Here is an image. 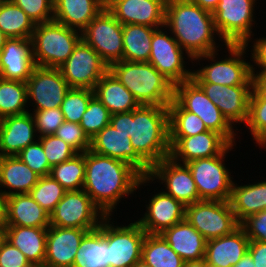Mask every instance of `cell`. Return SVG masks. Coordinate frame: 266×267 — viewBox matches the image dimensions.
Returning a JSON list of instances; mask_svg holds the SVG:
<instances>
[{"label": "cell", "mask_w": 266, "mask_h": 267, "mask_svg": "<svg viewBox=\"0 0 266 267\" xmlns=\"http://www.w3.org/2000/svg\"><path fill=\"white\" fill-rule=\"evenodd\" d=\"M54 135L70 145L77 153L90 149V139L78 123L64 121Z\"/></svg>", "instance_id": "cell-45"}, {"label": "cell", "mask_w": 266, "mask_h": 267, "mask_svg": "<svg viewBox=\"0 0 266 267\" xmlns=\"http://www.w3.org/2000/svg\"><path fill=\"white\" fill-rule=\"evenodd\" d=\"M7 39H8V37L0 29V51L3 48V46L5 45V42Z\"/></svg>", "instance_id": "cell-60"}, {"label": "cell", "mask_w": 266, "mask_h": 267, "mask_svg": "<svg viewBox=\"0 0 266 267\" xmlns=\"http://www.w3.org/2000/svg\"><path fill=\"white\" fill-rule=\"evenodd\" d=\"M19 6L35 24L53 21L54 0H11ZM52 12V13H51Z\"/></svg>", "instance_id": "cell-47"}, {"label": "cell", "mask_w": 266, "mask_h": 267, "mask_svg": "<svg viewBox=\"0 0 266 267\" xmlns=\"http://www.w3.org/2000/svg\"><path fill=\"white\" fill-rule=\"evenodd\" d=\"M36 126L32 113L0 119V156H15L34 143Z\"/></svg>", "instance_id": "cell-26"}, {"label": "cell", "mask_w": 266, "mask_h": 267, "mask_svg": "<svg viewBox=\"0 0 266 267\" xmlns=\"http://www.w3.org/2000/svg\"><path fill=\"white\" fill-rule=\"evenodd\" d=\"M111 114L104 104L94 95L82 116L80 126L89 139L110 124Z\"/></svg>", "instance_id": "cell-43"}, {"label": "cell", "mask_w": 266, "mask_h": 267, "mask_svg": "<svg viewBox=\"0 0 266 267\" xmlns=\"http://www.w3.org/2000/svg\"><path fill=\"white\" fill-rule=\"evenodd\" d=\"M206 96L219 108L232 125L248 120L252 85L225 86L214 83H197Z\"/></svg>", "instance_id": "cell-19"}, {"label": "cell", "mask_w": 266, "mask_h": 267, "mask_svg": "<svg viewBox=\"0 0 266 267\" xmlns=\"http://www.w3.org/2000/svg\"><path fill=\"white\" fill-rule=\"evenodd\" d=\"M147 181H150L148 176H142L124 161L91 150L85 152L83 190L106 216L112 215L111 212L123 196L133 193Z\"/></svg>", "instance_id": "cell-1"}, {"label": "cell", "mask_w": 266, "mask_h": 267, "mask_svg": "<svg viewBox=\"0 0 266 267\" xmlns=\"http://www.w3.org/2000/svg\"><path fill=\"white\" fill-rule=\"evenodd\" d=\"M183 49L178 42L158 28L151 41V63L174 85L192 79L193 72L184 67Z\"/></svg>", "instance_id": "cell-16"}, {"label": "cell", "mask_w": 266, "mask_h": 267, "mask_svg": "<svg viewBox=\"0 0 266 267\" xmlns=\"http://www.w3.org/2000/svg\"><path fill=\"white\" fill-rule=\"evenodd\" d=\"M185 267H207L205 258L189 260L185 262Z\"/></svg>", "instance_id": "cell-59"}, {"label": "cell", "mask_w": 266, "mask_h": 267, "mask_svg": "<svg viewBox=\"0 0 266 267\" xmlns=\"http://www.w3.org/2000/svg\"><path fill=\"white\" fill-rule=\"evenodd\" d=\"M164 26L170 27L188 57L214 60L217 49L213 35L217 30L211 12L190 0H167Z\"/></svg>", "instance_id": "cell-2"}, {"label": "cell", "mask_w": 266, "mask_h": 267, "mask_svg": "<svg viewBox=\"0 0 266 267\" xmlns=\"http://www.w3.org/2000/svg\"><path fill=\"white\" fill-rule=\"evenodd\" d=\"M105 6L106 0H54L53 20L82 32Z\"/></svg>", "instance_id": "cell-28"}, {"label": "cell", "mask_w": 266, "mask_h": 267, "mask_svg": "<svg viewBox=\"0 0 266 267\" xmlns=\"http://www.w3.org/2000/svg\"><path fill=\"white\" fill-rule=\"evenodd\" d=\"M59 69L70 88L93 90L97 82L108 72L109 66L81 39Z\"/></svg>", "instance_id": "cell-14"}, {"label": "cell", "mask_w": 266, "mask_h": 267, "mask_svg": "<svg viewBox=\"0 0 266 267\" xmlns=\"http://www.w3.org/2000/svg\"><path fill=\"white\" fill-rule=\"evenodd\" d=\"M252 58L257 66L261 67V71H266V38H260L254 42Z\"/></svg>", "instance_id": "cell-54"}, {"label": "cell", "mask_w": 266, "mask_h": 267, "mask_svg": "<svg viewBox=\"0 0 266 267\" xmlns=\"http://www.w3.org/2000/svg\"><path fill=\"white\" fill-rule=\"evenodd\" d=\"M141 259L151 267H185V261L160 234H146Z\"/></svg>", "instance_id": "cell-36"}, {"label": "cell", "mask_w": 266, "mask_h": 267, "mask_svg": "<svg viewBox=\"0 0 266 267\" xmlns=\"http://www.w3.org/2000/svg\"><path fill=\"white\" fill-rule=\"evenodd\" d=\"M149 203L147 212L137 221L146 234H161L185 219L186 206L165 191L155 194Z\"/></svg>", "instance_id": "cell-23"}, {"label": "cell", "mask_w": 266, "mask_h": 267, "mask_svg": "<svg viewBox=\"0 0 266 267\" xmlns=\"http://www.w3.org/2000/svg\"><path fill=\"white\" fill-rule=\"evenodd\" d=\"M226 47L233 57L193 71L192 79L196 83H214L225 86L252 85L254 65L241 59L247 46L245 44H226Z\"/></svg>", "instance_id": "cell-13"}, {"label": "cell", "mask_w": 266, "mask_h": 267, "mask_svg": "<svg viewBox=\"0 0 266 267\" xmlns=\"http://www.w3.org/2000/svg\"><path fill=\"white\" fill-rule=\"evenodd\" d=\"M109 218V219H108ZM104 217V239L108 245V267H132L141 259L146 232L136 221L128 226H112Z\"/></svg>", "instance_id": "cell-12"}, {"label": "cell", "mask_w": 266, "mask_h": 267, "mask_svg": "<svg viewBox=\"0 0 266 267\" xmlns=\"http://www.w3.org/2000/svg\"><path fill=\"white\" fill-rule=\"evenodd\" d=\"M96 154L124 161L142 176H148L151 167L135 152L129 134L116 130L111 124L90 139V149Z\"/></svg>", "instance_id": "cell-18"}, {"label": "cell", "mask_w": 266, "mask_h": 267, "mask_svg": "<svg viewBox=\"0 0 266 267\" xmlns=\"http://www.w3.org/2000/svg\"><path fill=\"white\" fill-rule=\"evenodd\" d=\"M191 2L199 5L202 9L211 13L214 12L220 0H190Z\"/></svg>", "instance_id": "cell-56"}, {"label": "cell", "mask_w": 266, "mask_h": 267, "mask_svg": "<svg viewBox=\"0 0 266 267\" xmlns=\"http://www.w3.org/2000/svg\"><path fill=\"white\" fill-rule=\"evenodd\" d=\"M81 39L108 66L123 60V25L106 7L81 32Z\"/></svg>", "instance_id": "cell-10"}, {"label": "cell", "mask_w": 266, "mask_h": 267, "mask_svg": "<svg viewBox=\"0 0 266 267\" xmlns=\"http://www.w3.org/2000/svg\"><path fill=\"white\" fill-rule=\"evenodd\" d=\"M39 178L40 176L17 155L0 156V187L10 188L9 192L0 190L6 197L12 194L29 193Z\"/></svg>", "instance_id": "cell-32"}, {"label": "cell", "mask_w": 266, "mask_h": 267, "mask_svg": "<svg viewBox=\"0 0 266 267\" xmlns=\"http://www.w3.org/2000/svg\"><path fill=\"white\" fill-rule=\"evenodd\" d=\"M93 91L111 115L131 112L140 106L133 94L109 70L97 82Z\"/></svg>", "instance_id": "cell-31"}, {"label": "cell", "mask_w": 266, "mask_h": 267, "mask_svg": "<svg viewBox=\"0 0 266 267\" xmlns=\"http://www.w3.org/2000/svg\"><path fill=\"white\" fill-rule=\"evenodd\" d=\"M5 239L17 247L30 264L44 267L48 228L5 225Z\"/></svg>", "instance_id": "cell-29"}, {"label": "cell", "mask_w": 266, "mask_h": 267, "mask_svg": "<svg viewBox=\"0 0 266 267\" xmlns=\"http://www.w3.org/2000/svg\"><path fill=\"white\" fill-rule=\"evenodd\" d=\"M72 267H108V245L104 239V219L98 228L84 235Z\"/></svg>", "instance_id": "cell-34"}, {"label": "cell", "mask_w": 266, "mask_h": 267, "mask_svg": "<svg viewBox=\"0 0 266 267\" xmlns=\"http://www.w3.org/2000/svg\"><path fill=\"white\" fill-rule=\"evenodd\" d=\"M105 216L83 189L66 191L50 214V225L91 231L99 227Z\"/></svg>", "instance_id": "cell-11"}, {"label": "cell", "mask_w": 266, "mask_h": 267, "mask_svg": "<svg viewBox=\"0 0 266 267\" xmlns=\"http://www.w3.org/2000/svg\"><path fill=\"white\" fill-rule=\"evenodd\" d=\"M36 24L11 0L0 5V29L8 38L31 39Z\"/></svg>", "instance_id": "cell-37"}, {"label": "cell", "mask_w": 266, "mask_h": 267, "mask_svg": "<svg viewBox=\"0 0 266 267\" xmlns=\"http://www.w3.org/2000/svg\"><path fill=\"white\" fill-rule=\"evenodd\" d=\"M28 267H38V266H36V265H32V264H31V265H30V266H28Z\"/></svg>", "instance_id": "cell-65"}, {"label": "cell", "mask_w": 266, "mask_h": 267, "mask_svg": "<svg viewBox=\"0 0 266 267\" xmlns=\"http://www.w3.org/2000/svg\"><path fill=\"white\" fill-rule=\"evenodd\" d=\"M109 71L133 94L140 105L168 106L174 84L149 62L118 61Z\"/></svg>", "instance_id": "cell-4"}, {"label": "cell", "mask_w": 266, "mask_h": 267, "mask_svg": "<svg viewBox=\"0 0 266 267\" xmlns=\"http://www.w3.org/2000/svg\"><path fill=\"white\" fill-rule=\"evenodd\" d=\"M150 180L159 179L164 183L165 193L181 201L185 206L200 201L199 193L192 173L186 164H179L171 157L162 159L151 167Z\"/></svg>", "instance_id": "cell-17"}, {"label": "cell", "mask_w": 266, "mask_h": 267, "mask_svg": "<svg viewBox=\"0 0 266 267\" xmlns=\"http://www.w3.org/2000/svg\"><path fill=\"white\" fill-rule=\"evenodd\" d=\"M160 235L185 262L205 258L206 240L186 219Z\"/></svg>", "instance_id": "cell-30"}, {"label": "cell", "mask_w": 266, "mask_h": 267, "mask_svg": "<svg viewBox=\"0 0 266 267\" xmlns=\"http://www.w3.org/2000/svg\"><path fill=\"white\" fill-rule=\"evenodd\" d=\"M185 219L206 241L231 234L240 226L229 201L200 200L186 205Z\"/></svg>", "instance_id": "cell-6"}, {"label": "cell", "mask_w": 266, "mask_h": 267, "mask_svg": "<svg viewBox=\"0 0 266 267\" xmlns=\"http://www.w3.org/2000/svg\"><path fill=\"white\" fill-rule=\"evenodd\" d=\"M132 267H151V266L144 260L140 259Z\"/></svg>", "instance_id": "cell-61"}, {"label": "cell", "mask_w": 266, "mask_h": 267, "mask_svg": "<svg viewBox=\"0 0 266 267\" xmlns=\"http://www.w3.org/2000/svg\"><path fill=\"white\" fill-rule=\"evenodd\" d=\"M167 0H106V8L122 24L164 27Z\"/></svg>", "instance_id": "cell-20"}, {"label": "cell", "mask_w": 266, "mask_h": 267, "mask_svg": "<svg viewBox=\"0 0 266 267\" xmlns=\"http://www.w3.org/2000/svg\"><path fill=\"white\" fill-rule=\"evenodd\" d=\"M66 190L50 175L38 179L37 184L30 190V196L49 214L62 200Z\"/></svg>", "instance_id": "cell-41"}, {"label": "cell", "mask_w": 266, "mask_h": 267, "mask_svg": "<svg viewBox=\"0 0 266 267\" xmlns=\"http://www.w3.org/2000/svg\"><path fill=\"white\" fill-rule=\"evenodd\" d=\"M89 230L50 225L44 267H72L80 242Z\"/></svg>", "instance_id": "cell-22"}, {"label": "cell", "mask_w": 266, "mask_h": 267, "mask_svg": "<svg viewBox=\"0 0 266 267\" xmlns=\"http://www.w3.org/2000/svg\"><path fill=\"white\" fill-rule=\"evenodd\" d=\"M130 141L135 152L150 167L169 157L168 107L140 105L132 110Z\"/></svg>", "instance_id": "cell-3"}, {"label": "cell", "mask_w": 266, "mask_h": 267, "mask_svg": "<svg viewBox=\"0 0 266 267\" xmlns=\"http://www.w3.org/2000/svg\"><path fill=\"white\" fill-rule=\"evenodd\" d=\"M17 156L40 177L50 175L51 167L40 141L28 145Z\"/></svg>", "instance_id": "cell-46"}, {"label": "cell", "mask_w": 266, "mask_h": 267, "mask_svg": "<svg viewBox=\"0 0 266 267\" xmlns=\"http://www.w3.org/2000/svg\"><path fill=\"white\" fill-rule=\"evenodd\" d=\"M250 101H266V71L252 73V93Z\"/></svg>", "instance_id": "cell-52"}, {"label": "cell", "mask_w": 266, "mask_h": 267, "mask_svg": "<svg viewBox=\"0 0 266 267\" xmlns=\"http://www.w3.org/2000/svg\"><path fill=\"white\" fill-rule=\"evenodd\" d=\"M233 146L234 144H230L220 155L186 163L192 173L201 200L229 201L233 181L223 159Z\"/></svg>", "instance_id": "cell-8"}, {"label": "cell", "mask_w": 266, "mask_h": 267, "mask_svg": "<svg viewBox=\"0 0 266 267\" xmlns=\"http://www.w3.org/2000/svg\"><path fill=\"white\" fill-rule=\"evenodd\" d=\"M158 28L139 25H123V60L148 62L151 54L153 33Z\"/></svg>", "instance_id": "cell-35"}, {"label": "cell", "mask_w": 266, "mask_h": 267, "mask_svg": "<svg viewBox=\"0 0 266 267\" xmlns=\"http://www.w3.org/2000/svg\"><path fill=\"white\" fill-rule=\"evenodd\" d=\"M234 184L233 182L229 203L239 223L265 209L266 181L244 186Z\"/></svg>", "instance_id": "cell-33"}, {"label": "cell", "mask_w": 266, "mask_h": 267, "mask_svg": "<svg viewBox=\"0 0 266 267\" xmlns=\"http://www.w3.org/2000/svg\"><path fill=\"white\" fill-rule=\"evenodd\" d=\"M39 140L43 146V150L51 168L78 154L70 145L61 138L56 137L54 134L38 137V140L36 141Z\"/></svg>", "instance_id": "cell-44"}, {"label": "cell", "mask_w": 266, "mask_h": 267, "mask_svg": "<svg viewBox=\"0 0 266 267\" xmlns=\"http://www.w3.org/2000/svg\"><path fill=\"white\" fill-rule=\"evenodd\" d=\"M77 31L54 20L36 24L31 38L35 65L59 68L81 40Z\"/></svg>", "instance_id": "cell-5"}, {"label": "cell", "mask_w": 266, "mask_h": 267, "mask_svg": "<svg viewBox=\"0 0 266 267\" xmlns=\"http://www.w3.org/2000/svg\"><path fill=\"white\" fill-rule=\"evenodd\" d=\"M174 100L184 110L198 115L208 130L221 134L231 145L235 143L232 125L193 79L174 85Z\"/></svg>", "instance_id": "cell-7"}, {"label": "cell", "mask_w": 266, "mask_h": 267, "mask_svg": "<svg viewBox=\"0 0 266 267\" xmlns=\"http://www.w3.org/2000/svg\"><path fill=\"white\" fill-rule=\"evenodd\" d=\"M32 114L36 126V131L40 133L38 137L53 135L64 122L63 113L60 107L49 110H37Z\"/></svg>", "instance_id": "cell-49"}, {"label": "cell", "mask_w": 266, "mask_h": 267, "mask_svg": "<svg viewBox=\"0 0 266 267\" xmlns=\"http://www.w3.org/2000/svg\"><path fill=\"white\" fill-rule=\"evenodd\" d=\"M248 253L252 257L255 267H266V242L250 241Z\"/></svg>", "instance_id": "cell-53"}, {"label": "cell", "mask_w": 266, "mask_h": 267, "mask_svg": "<svg viewBox=\"0 0 266 267\" xmlns=\"http://www.w3.org/2000/svg\"><path fill=\"white\" fill-rule=\"evenodd\" d=\"M6 196L0 192V228L5 227Z\"/></svg>", "instance_id": "cell-57"}, {"label": "cell", "mask_w": 266, "mask_h": 267, "mask_svg": "<svg viewBox=\"0 0 266 267\" xmlns=\"http://www.w3.org/2000/svg\"><path fill=\"white\" fill-rule=\"evenodd\" d=\"M255 0H220L212 13L217 35L226 44H245L252 31Z\"/></svg>", "instance_id": "cell-9"}, {"label": "cell", "mask_w": 266, "mask_h": 267, "mask_svg": "<svg viewBox=\"0 0 266 267\" xmlns=\"http://www.w3.org/2000/svg\"><path fill=\"white\" fill-rule=\"evenodd\" d=\"M246 124L254 140L260 145L266 139V101H249Z\"/></svg>", "instance_id": "cell-48"}, {"label": "cell", "mask_w": 266, "mask_h": 267, "mask_svg": "<svg viewBox=\"0 0 266 267\" xmlns=\"http://www.w3.org/2000/svg\"><path fill=\"white\" fill-rule=\"evenodd\" d=\"M7 0H0V5H2L4 2H6Z\"/></svg>", "instance_id": "cell-64"}, {"label": "cell", "mask_w": 266, "mask_h": 267, "mask_svg": "<svg viewBox=\"0 0 266 267\" xmlns=\"http://www.w3.org/2000/svg\"><path fill=\"white\" fill-rule=\"evenodd\" d=\"M260 145L265 146L266 145V139Z\"/></svg>", "instance_id": "cell-63"}, {"label": "cell", "mask_w": 266, "mask_h": 267, "mask_svg": "<svg viewBox=\"0 0 266 267\" xmlns=\"http://www.w3.org/2000/svg\"><path fill=\"white\" fill-rule=\"evenodd\" d=\"M5 238L4 228H0V245Z\"/></svg>", "instance_id": "cell-62"}, {"label": "cell", "mask_w": 266, "mask_h": 267, "mask_svg": "<svg viewBox=\"0 0 266 267\" xmlns=\"http://www.w3.org/2000/svg\"><path fill=\"white\" fill-rule=\"evenodd\" d=\"M169 142V157L183 164L220 155L230 145L221 134L211 130L190 137H169Z\"/></svg>", "instance_id": "cell-21"}, {"label": "cell", "mask_w": 266, "mask_h": 267, "mask_svg": "<svg viewBox=\"0 0 266 267\" xmlns=\"http://www.w3.org/2000/svg\"><path fill=\"white\" fill-rule=\"evenodd\" d=\"M94 91L90 89L70 88L60 106L64 121L80 124Z\"/></svg>", "instance_id": "cell-42"}, {"label": "cell", "mask_w": 266, "mask_h": 267, "mask_svg": "<svg viewBox=\"0 0 266 267\" xmlns=\"http://www.w3.org/2000/svg\"><path fill=\"white\" fill-rule=\"evenodd\" d=\"M233 267H255V264L253 262L252 257L250 256V254L247 252L242 258L241 260L234 265Z\"/></svg>", "instance_id": "cell-58"}, {"label": "cell", "mask_w": 266, "mask_h": 267, "mask_svg": "<svg viewBox=\"0 0 266 267\" xmlns=\"http://www.w3.org/2000/svg\"><path fill=\"white\" fill-rule=\"evenodd\" d=\"M50 176L58 181L66 191L82 190L85 181V152L53 166Z\"/></svg>", "instance_id": "cell-40"}, {"label": "cell", "mask_w": 266, "mask_h": 267, "mask_svg": "<svg viewBox=\"0 0 266 267\" xmlns=\"http://www.w3.org/2000/svg\"><path fill=\"white\" fill-rule=\"evenodd\" d=\"M35 67L32 40L8 38L0 51V78L26 82Z\"/></svg>", "instance_id": "cell-24"}, {"label": "cell", "mask_w": 266, "mask_h": 267, "mask_svg": "<svg viewBox=\"0 0 266 267\" xmlns=\"http://www.w3.org/2000/svg\"><path fill=\"white\" fill-rule=\"evenodd\" d=\"M26 256L5 238L0 245V267H28Z\"/></svg>", "instance_id": "cell-51"}, {"label": "cell", "mask_w": 266, "mask_h": 267, "mask_svg": "<svg viewBox=\"0 0 266 267\" xmlns=\"http://www.w3.org/2000/svg\"><path fill=\"white\" fill-rule=\"evenodd\" d=\"M110 124L119 131H123L130 136L131 112L116 113L111 115Z\"/></svg>", "instance_id": "cell-55"}, {"label": "cell", "mask_w": 266, "mask_h": 267, "mask_svg": "<svg viewBox=\"0 0 266 267\" xmlns=\"http://www.w3.org/2000/svg\"><path fill=\"white\" fill-rule=\"evenodd\" d=\"M240 226L250 241L266 242V212L261 211L248 216Z\"/></svg>", "instance_id": "cell-50"}, {"label": "cell", "mask_w": 266, "mask_h": 267, "mask_svg": "<svg viewBox=\"0 0 266 267\" xmlns=\"http://www.w3.org/2000/svg\"><path fill=\"white\" fill-rule=\"evenodd\" d=\"M167 107L169 137H190L208 131L198 115L184 110L174 99Z\"/></svg>", "instance_id": "cell-39"}, {"label": "cell", "mask_w": 266, "mask_h": 267, "mask_svg": "<svg viewBox=\"0 0 266 267\" xmlns=\"http://www.w3.org/2000/svg\"><path fill=\"white\" fill-rule=\"evenodd\" d=\"M27 100L35 101L36 110L60 107L70 86L59 68L36 66L26 81Z\"/></svg>", "instance_id": "cell-15"}, {"label": "cell", "mask_w": 266, "mask_h": 267, "mask_svg": "<svg viewBox=\"0 0 266 267\" xmlns=\"http://www.w3.org/2000/svg\"><path fill=\"white\" fill-rule=\"evenodd\" d=\"M249 242L241 226L231 234L206 241L207 267H233L248 252Z\"/></svg>", "instance_id": "cell-25"}, {"label": "cell", "mask_w": 266, "mask_h": 267, "mask_svg": "<svg viewBox=\"0 0 266 267\" xmlns=\"http://www.w3.org/2000/svg\"><path fill=\"white\" fill-rule=\"evenodd\" d=\"M26 82L0 78V119L28 113Z\"/></svg>", "instance_id": "cell-38"}, {"label": "cell", "mask_w": 266, "mask_h": 267, "mask_svg": "<svg viewBox=\"0 0 266 267\" xmlns=\"http://www.w3.org/2000/svg\"><path fill=\"white\" fill-rule=\"evenodd\" d=\"M5 225L48 228L50 214L29 193L6 197Z\"/></svg>", "instance_id": "cell-27"}]
</instances>
